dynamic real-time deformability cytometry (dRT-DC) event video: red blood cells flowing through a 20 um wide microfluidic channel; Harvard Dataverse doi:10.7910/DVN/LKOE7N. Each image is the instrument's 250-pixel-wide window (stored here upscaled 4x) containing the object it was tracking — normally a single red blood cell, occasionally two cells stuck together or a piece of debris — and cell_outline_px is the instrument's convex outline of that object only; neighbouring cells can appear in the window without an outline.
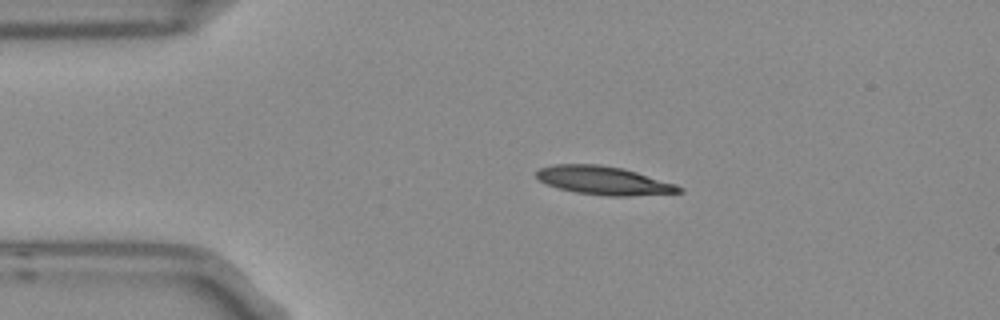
{"species": "Egyptian fruit bat (a non-hibernating species)", "species_latin": "Rousettus aegyptiacus", "temperature_condition": "room temperature", "stored_images_in_passage": 2, "camera_frame_rate_fps": 3000, "um_per_image_px": 0.085, "frame": {"image": 1, "passage_image": 1, "time_ms": 0.0, "image_size_px": [1000, 320], "cell_outline_px": [[684, 192], [628, 196], [608, 196], [576, 192], [544, 184], [536, 176], [536, 172], [540, 168], [552, 164], [600, 164], [620, 168], [636, 172], [676, 184], [684, 188]], "centroid_in_image_um": [51.31, 15.34], "position_along_channel_um": 33.7, "area_um2": 23.52}}